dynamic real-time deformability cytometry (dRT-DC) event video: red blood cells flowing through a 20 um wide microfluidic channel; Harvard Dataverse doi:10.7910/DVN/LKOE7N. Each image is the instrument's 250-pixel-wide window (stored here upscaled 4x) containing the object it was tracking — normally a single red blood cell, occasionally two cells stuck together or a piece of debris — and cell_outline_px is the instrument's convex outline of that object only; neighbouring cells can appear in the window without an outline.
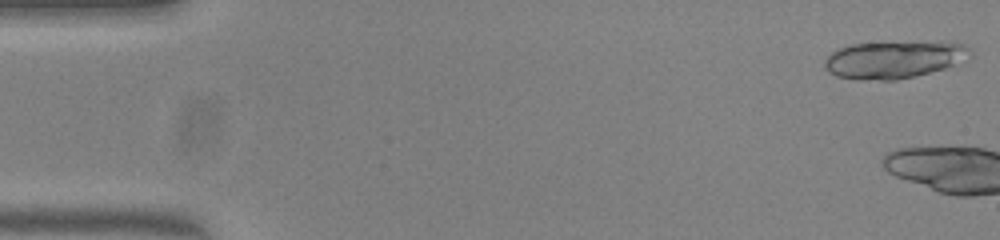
{"species": "common noctule bat (a hibernating species)", "species_latin": "Nyctalus noctula", "temperature_condition": "warm", "stored_images_in_passage": 3, "camera_frame_rate_fps": 3000, "um_per_image_px": 0.085, "animal": {"sex": "female", "body_mass_g": 23.0, "forearm_length_mm": 53.4}, "frame": {"image": 1, "passage_image": 1, "time_ms": 0.0, "image_size_px": [1000, 240], "cell_outline_px": [[972, 56], [944, 68], [896, 80], [880, 80], [836, 76], [828, 72], [824, 64], [824, 60], [832, 52], [840, 48], [852, 44], [880, 40], [944, 40], [964, 44], [972, 52]], "centroid_in_image_um": [76.03, 4.98], "position_along_channel_um": 9.0, "area_um2": 32.54}}